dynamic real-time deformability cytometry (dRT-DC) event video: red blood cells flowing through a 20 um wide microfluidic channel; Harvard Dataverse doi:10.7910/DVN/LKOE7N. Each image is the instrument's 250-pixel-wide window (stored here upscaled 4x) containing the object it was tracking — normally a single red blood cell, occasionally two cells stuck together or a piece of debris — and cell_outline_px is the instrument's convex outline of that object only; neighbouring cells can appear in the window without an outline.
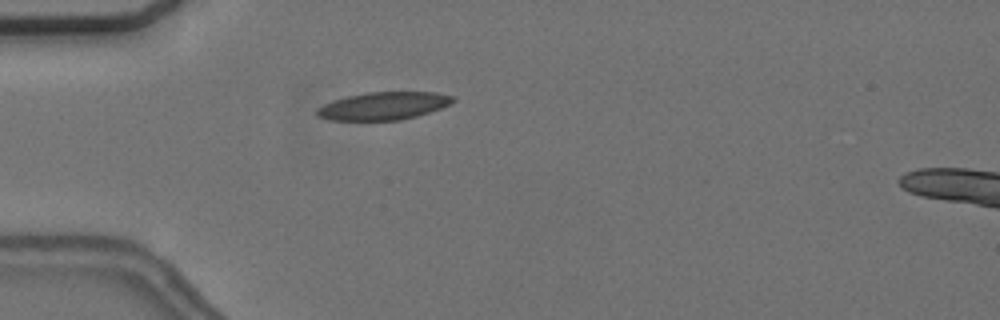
{"species": "common noctule bat (a hibernating species)", "species_latin": "Nyctalus noctula", "temperature_condition": "cold", "stored_images_in_passage": 4, "camera_frame_rate_fps": 3000, "um_per_image_px": 0.085, "animal": {"sex": "female", "body_mass_g": 24.6, "forearm_length_mm": 56.2}, "frame": {"image": 1, "passage_image": 4, "time_ms": 4.667, "image_size_px": [1000, 320], "cell_outline_px": [[456, 100], [452, 104], [416, 116], [400, 120], [328, 120], [316, 116], [316, 108], [324, 104], [348, 96], [368, 92], [436, 92], [452, 96]], "centroid_in_image_um": [32.6, 9.0], "position_along_channel_um": 52.4, "area_um2": 21.91}}